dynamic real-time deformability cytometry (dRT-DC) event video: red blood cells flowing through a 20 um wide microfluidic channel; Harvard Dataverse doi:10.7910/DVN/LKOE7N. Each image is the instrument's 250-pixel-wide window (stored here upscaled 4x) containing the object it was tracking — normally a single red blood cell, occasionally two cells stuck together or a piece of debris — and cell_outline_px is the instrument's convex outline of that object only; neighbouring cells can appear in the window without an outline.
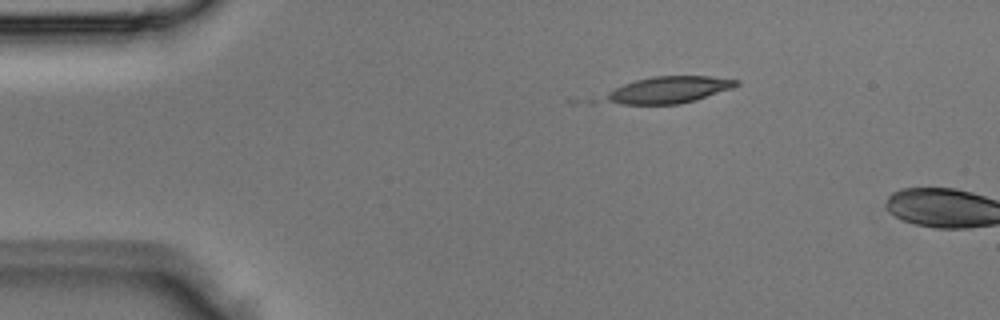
{"species": "Egyptian fruit bat (a non-hibernating species)", "species_latin": "Rousettus aegyptiacus", "temperature_condition": "room temperature", "stored_images_in_passage": 2, "camera_frame_rate_fps": 3000, "um_per_image_px": 0.085, "animal": {"sex": "male"}, "frame": {"image": 1, "passage_image": 1, "time_ms": 0.0, "image_size_px": [1000, 320], "cell_outline_px": [[740, 84], [732, 88], [696, 100], [680, 104], [588, 104], [588, 100], [624, 84], [636, 80], [652, 76], [712, 76], [740, 80]], "centroid_in_image_um": [56.56, 7.67], "position_along_channel_um": 28.4, "area_um2": 21.56}}